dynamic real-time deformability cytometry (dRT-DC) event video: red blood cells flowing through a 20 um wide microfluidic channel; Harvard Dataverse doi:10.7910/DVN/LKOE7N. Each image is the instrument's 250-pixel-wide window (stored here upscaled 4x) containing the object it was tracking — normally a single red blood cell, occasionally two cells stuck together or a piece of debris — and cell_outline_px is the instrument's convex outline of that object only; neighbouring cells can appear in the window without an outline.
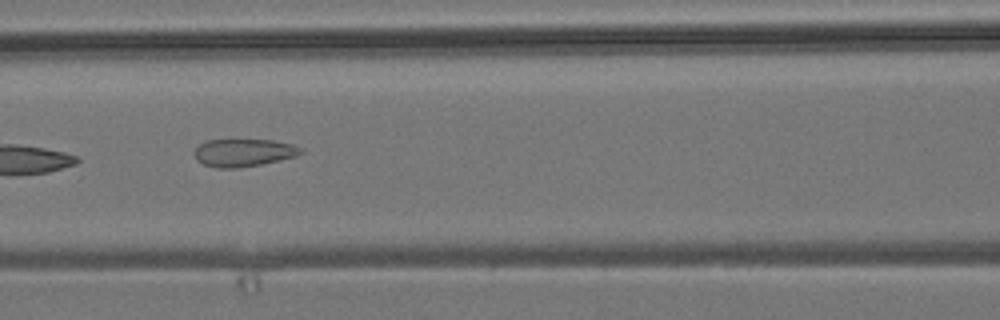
{"species": "common noctule bat (a hibernating species)", "species_latin": "Nyctalus noctula", "temperature_condition": "room temperature", "stored_images_in_passage": 4, "camera_frame_rate_fps": 3000, "um_per_image_px": 0.085, "animal": {"sex": "male", "body_mass_g": 19.2, "forearm_length_mm": 51.8}, "frame": {"image": 1, "passage_image": 4, "time_ms": 1.0, "image_size_px": [1000, 320], "cell_outline_px": [[304, 152], [296, 156], [260, 164], [240, 168], [216, 168], [204, 164], [196, 160], [196, 148], [200, 144], [208, 140], [272, 140], [292, 144], [300, 148]], "centroid_in_image_um": [20.71, 12.98], "position_along_channel_um": 145.9, "area_um2": 16.94}}